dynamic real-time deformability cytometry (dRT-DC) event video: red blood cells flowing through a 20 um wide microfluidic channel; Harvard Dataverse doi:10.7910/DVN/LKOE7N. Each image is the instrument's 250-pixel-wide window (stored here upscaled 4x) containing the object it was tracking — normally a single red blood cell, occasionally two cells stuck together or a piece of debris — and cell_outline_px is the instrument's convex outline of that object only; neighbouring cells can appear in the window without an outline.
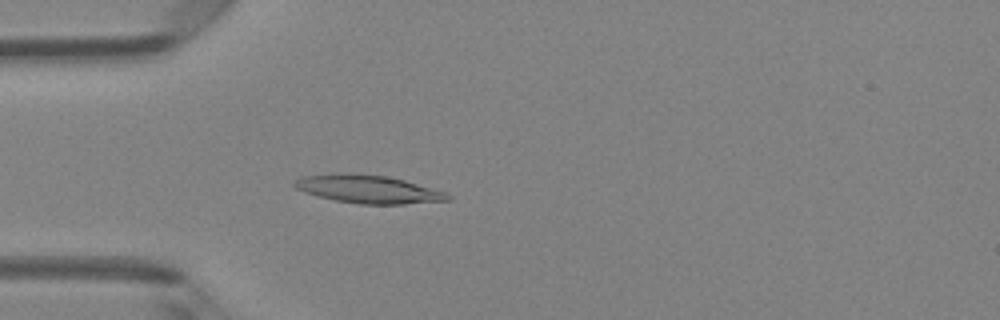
{"species": "Egyptian fruit bat (a non-hibernating species)", "species_latin": "Rousettus aegyptiacus", "temperature_condition": "room temperature", "stored_images_in_passage": 40, "camera_frame_rate_fps": 3000, "um_per_image_px": 0.085, "animal": {"sex": "female"}, "frame": {"image": 1, "passage_image": 6, "time_ms": 1.667, "image_size_px": [1000, 320], "cell_outline_px": [[452, 200], [404, 204], [360, 204], [336, 200], [316, 196], [304, 192], [296, 188], [292, 184], [300, 176], [332, 172], [340, 172], [384, 176], [404, 180], [444, 192], [452, 196]], "centroid_in_image_um": [31.23, 16.07], "position_along_channel_um": 53.8, "area_um2": 25.14}}
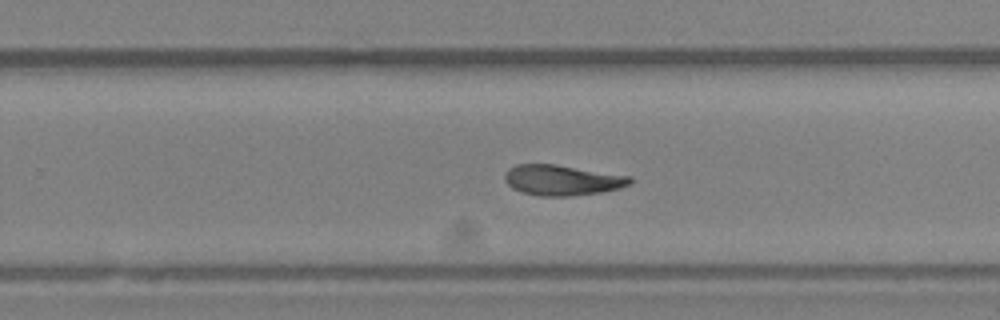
{"frame": {"image": 2, "passage_image": 23, "time_ms": 7.333, "image_size_px": [1000, 320], "cell_outline_px": [[632, 184], [620, 188], [600, 192], [572, 196], [540, 196], [524, 192], [512, 188], [504, 180], [504, 176], [508, 168], [516, 164], [556, 164], [632, 176]], "centroid_in_image_um": [47.8, 15.3], "position_along_channel_um": 282.0, "area_um2": 22.37}}
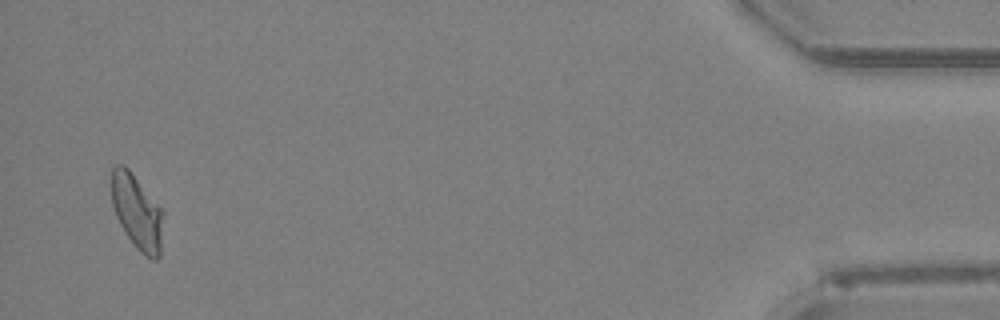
{"frame": {"image": 3, "passage_image": 39, "time_ms": 12.667, "image_size_px": [1000, 320], "cell_outline_px": [[164, 212], [160, 256], [156, 260], [152, 260], [140, 252], [136, 248], [120, 224], [116, 216], [112, 204], [108, 184], [112, 168], [116, 164], [124, 164], [128, 168]], "centroid_in_image_um": [11.61, 17.98], "position_along_channel_um": 423.6, "area_um2": 22.89}, "authors_computed_cell_mechanics": {"area_um2": 22.4553, "velocity_mm_per_s": 4.1728, "shape_relaxation_time_tau1_ms": null, "shape_relaxation_time_tau2_ms": 9.2373, "deformation_change_tau1": null, "deformation_change_tau2": 0.1871}}